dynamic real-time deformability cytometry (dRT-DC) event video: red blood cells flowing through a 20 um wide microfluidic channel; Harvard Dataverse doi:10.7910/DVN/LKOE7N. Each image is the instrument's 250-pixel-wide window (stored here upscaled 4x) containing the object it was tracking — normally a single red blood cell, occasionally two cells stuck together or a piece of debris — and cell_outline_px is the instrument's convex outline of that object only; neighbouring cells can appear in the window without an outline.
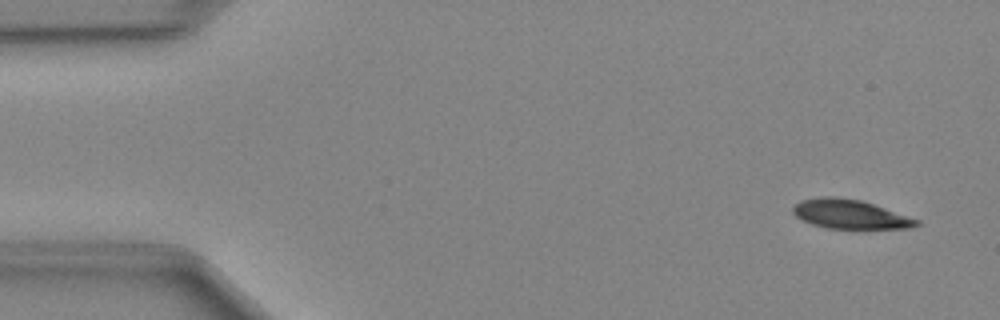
{"species": "Egyptian fruit bat (a non-hibernating species)", "species_latin": "Rousettus aegyptiacus", "temperature_condition": "cold", "stored_images_in_passage": 48, "camera_frame_rate_fps": 3000, "um_per_image_px": 0.085, "animal": {"sex": "female"}, "frame": {"image": 1, "passage_image": 3, "time_ms": 0.667, "image_size_px": [1000, 320], "cell_outline_px": [[920, 224], [912, 228], [824, 228], [812, 224], [796, 216], [792, 212], [792, 208], [800, 200], [820, 196], [832, 196], [860, 200], [920, 220]], "centroid_in_image_um": [72.22, 18.2], "position_along_channel_um": 12.8, "area_um2": 20.75}}
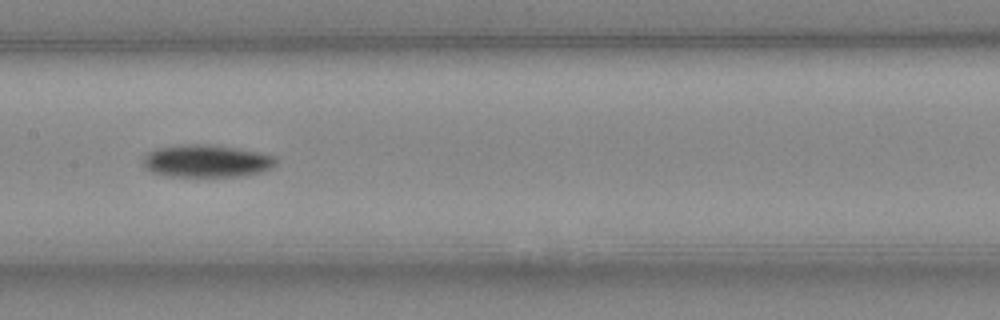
{"frame": {"image": 2, "passage_image": 24, "time_ms": 7.667, "image_size_px": [1000, 320], "cell_outline_px": [[276, 164], [272, 168], [264, 172], [244, 176], [164, 176], [152, 172], [144, 168], [140, 164], [144, 156], [148, 152], [156, 148], [184, 144], [208, 144], [236, 148], [276, 156]], "centroid_in_image_um": [17.53, 13.69], "position_along_channel_um": 189.9, "area_um2": 25.49}}
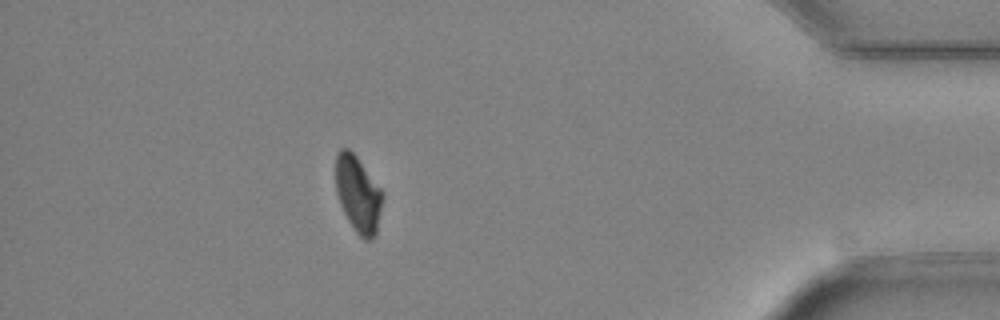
{"frame": {"image": 3, "passage_image": 43, "time_ms": 14.0, "image_size_px": [1000, 320], "cell_outline_px": [[384, 196], [376, 232], [372, 240], [364, 240], [356, 232], [348, 220], [340, 204], [336, 192], [336, 156], [340, 148], [348, 148], [356, 156], [384, 192]], "centroid_in_image_um": [30.44, 16.5], "position_along_channel_um": 404.8, "area_um2": 20.81}}